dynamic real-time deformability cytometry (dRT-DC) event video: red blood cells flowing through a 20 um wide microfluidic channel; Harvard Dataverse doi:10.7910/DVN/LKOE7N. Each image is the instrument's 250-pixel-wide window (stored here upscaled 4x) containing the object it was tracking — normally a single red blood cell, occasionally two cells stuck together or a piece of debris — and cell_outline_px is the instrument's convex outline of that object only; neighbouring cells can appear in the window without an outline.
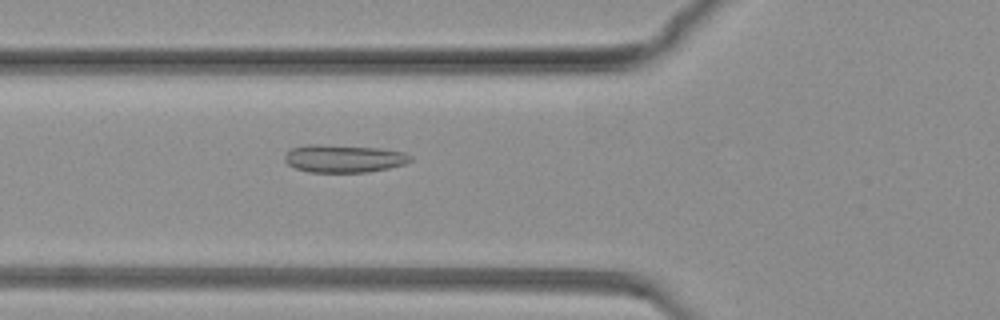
{"species": "common noctule bat (a hibernating species)", "species_latin": "Nyctalus noctula", "temperature_condition": "warm", "stored_images_in_passage": 60, "camera_frame_rate_fps": 3000, "um_per_image_px": 0.085, "animal": {"sex": "female", "body_mass_g": 19.3, "forearm_length_mm": 54.1}, "frame": {"image": 1, "passage_image": 14, "time_ms": 4.333, "image_size_px": [1000, 320], "cell_outline_px": [[412, 160], [404, 164], [388, 168], [368, 172], [308, 172], [296, 168], [288, 164], [284, 160], [284, 156], [292, 148], [304, 144], [316, 144], [380, 148], [404, 152], [412, 156]], "centroid_in_image_um": [29.22, 13.47], "position_along_channel_um": 96.6, "area_um2": 20.35}}
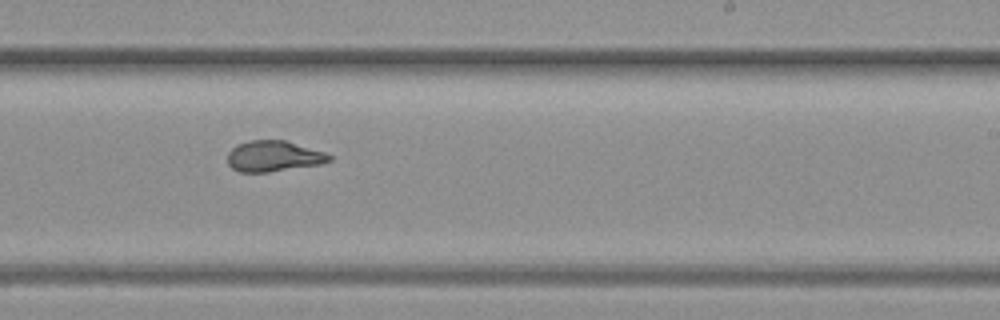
{"frame": {"image": 2, "passage_image": 34, "time_ms": 11.0, "image_size_px": [1000, 320], "cell_outline_px": [[332, 160], [320, 164], [268, 172], [240, 172], [232, 168], [228, 164], [228, 152], [236, 144], [248, 140], [284, 140], [324, 152], [332, 156]], "centroid_in_image_um": [23.23, 13.27], "position_along_channel_um": 265.8, "area_um2": 18.21}}
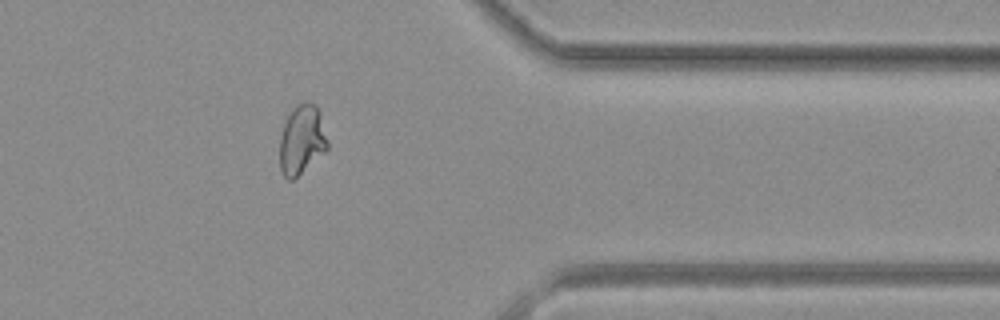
{"frame": {"image": 3, "passage_image": 50, "time_ms": 16.333, "image_size_px": [1000, 320], "cell_outline_px": [[328, 148], [324, 152], [292, 180], [288, 180], [284, 176], [280, 168], [280, 136], [284, 124], [292, 108], [296, 104], [304, 100], [308, 100], [316, 104], [320, 112], [328, 140]], "centroid_in_image_um": [25.66, 11.82], "position_along_channel_um": 385.7, "area_um2": 19.42}}